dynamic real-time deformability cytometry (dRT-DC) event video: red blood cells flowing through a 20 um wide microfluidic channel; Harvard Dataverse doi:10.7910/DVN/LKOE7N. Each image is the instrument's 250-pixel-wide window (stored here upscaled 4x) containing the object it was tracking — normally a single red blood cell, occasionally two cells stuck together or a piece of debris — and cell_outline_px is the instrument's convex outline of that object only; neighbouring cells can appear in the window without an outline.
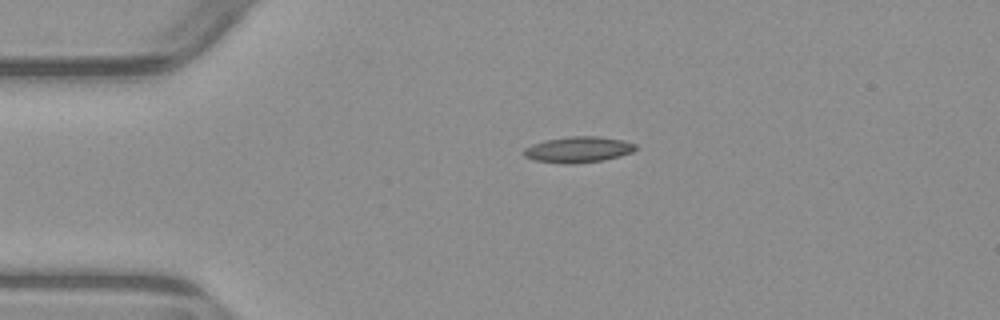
{"species": "common noctule bat (a hibernating species)", "species_latin": "Nyctalus noctula", "temperature_condition": "warm", "stored_images_in_passage": 2, "camera_frame_rate_fps": 3000, "um_per_image_px": 0.085, "animal": {"sex": "male", "body_mass_g": 23.1, "forearm_length_mm": 52.7}, "frame": {"image": 1, "passage_image": 1, "time_ms": 0.0, "image_size_px": [1000, 320], "cell_outline_px": [[636, 148], [632, 152], [620, 156], [604, 160], [572, 164], [536, 160], [524, 156], [524, 148], [532, 144], [544, 140], [572, 136], [600, 136], [624, 140], [636, 144]], "centroid_in_image_um": [49.18, 12.7], "position_along_channel_um": 35.8, "area_um2": 16.82}}